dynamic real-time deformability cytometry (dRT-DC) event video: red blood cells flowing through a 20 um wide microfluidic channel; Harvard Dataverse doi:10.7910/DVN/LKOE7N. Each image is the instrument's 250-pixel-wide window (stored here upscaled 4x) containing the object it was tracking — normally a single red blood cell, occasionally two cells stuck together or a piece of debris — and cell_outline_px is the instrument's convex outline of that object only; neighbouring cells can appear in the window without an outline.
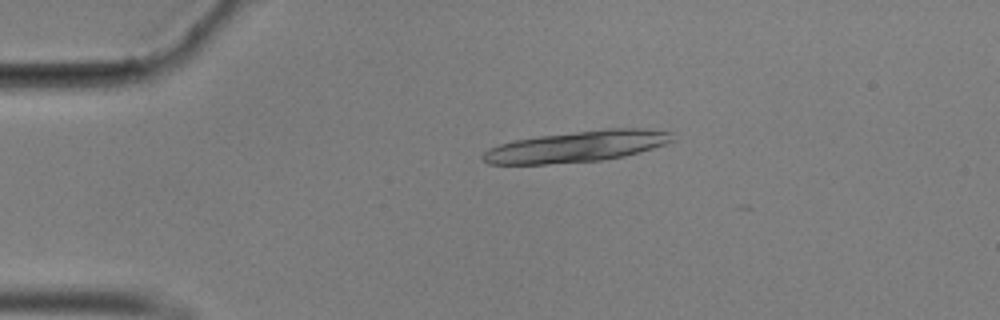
{"species": "common noctule bat (a hibernating species)", "species_latin": "Nyctalus noctula", "temperature_condition": "cold", "stored_images_in_passage": 28, "camera_frame_rate_fps": 3000, "um_per_image_px": 0.085, "animal": {"sex": "male", "body_mass_g": 17.9}, "frame": {"image": 1, "passage_image": 12, "time_ms": 3.667, "image_size_px": [1000, 320], "cell_outline_px": [[676, 140], [640, 152], [624, 156], [604, 160], [548, 164], [488, 164], [480, 160], [480, 156], [488, 148], [500, 144], [516, 140], [540, 136], [608, 128], [644, 128], [672, 132]], "centroid_in_image_um": [49.04, 12.46], "position_along_channel_um": 36.0, "area_um2": 34.45}}